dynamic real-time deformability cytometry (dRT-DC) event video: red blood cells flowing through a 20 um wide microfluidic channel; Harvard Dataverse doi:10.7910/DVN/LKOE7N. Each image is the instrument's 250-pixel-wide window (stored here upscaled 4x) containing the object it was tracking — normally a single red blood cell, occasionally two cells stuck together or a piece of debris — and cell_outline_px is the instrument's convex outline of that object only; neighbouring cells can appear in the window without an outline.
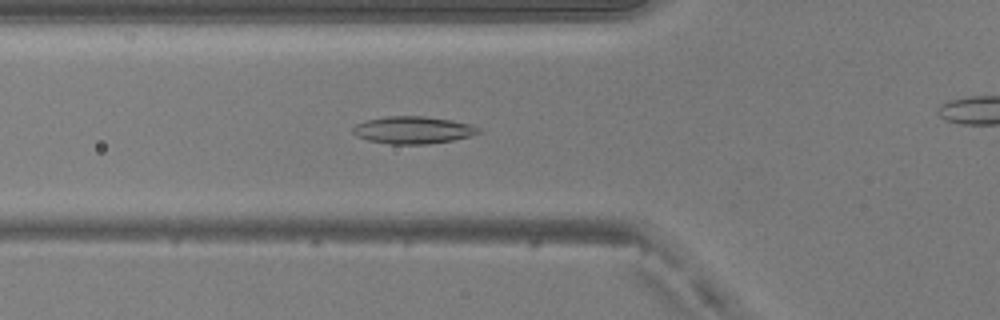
{"species": "common noctule bat (a hibernating species)", "species_latin": "Nyctalus noctula", "temperature_condition": "warm", "stored_images_in_passage": 43, "camera_frame_rate_fps": 3000, "um_per_image_px": 0.085, "animal": {"sex": "male", "body_mass_g": 20.5, "forearm_length_mm": 52.5}, "frame": {"image": 1, "passage_image": 18, "time_ms": 5.667, "image_size_px": [1000, 320], "cell_outline_px": [[480, 132], [468, 136], [452, 140], [428, 144], [388, 144], [368, 140], [356, 136], [352, 132], [352, 128], [356, 124], [364, 120], [388, 116], [424, 116], [452, 120], [468, 124], [480, 128]], "centroid_in_image_um": [35.05, 11.05], "position_along_channel_um": 90.8, "area_um2": 19.94}}
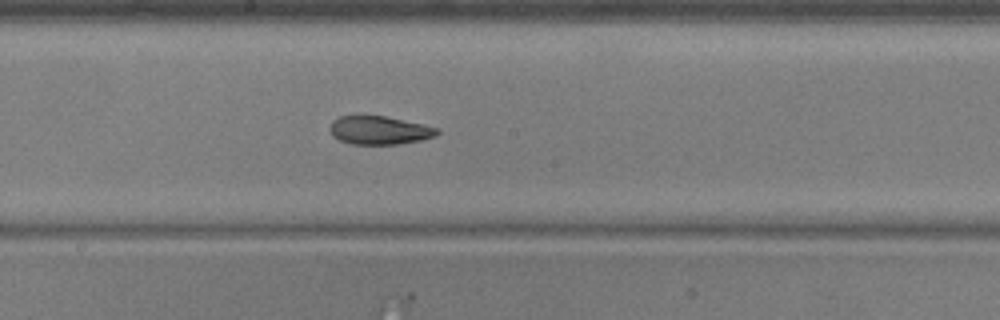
{"frame": {"image": 2, "passage_image": 27, "time_ms": 8.667, "image_size_px": [1000, 320], "cell_outline_px": [[440, 132], [436, 136], [420, 140], [396, 144], [352, 144], [340, 140], [332, 136], [328, 128], [332, 120], [340, 116], [384, 116], [424, 124], [440, 128]], "centroid_in_image_um": [32.25, 11.07], "position_along_channel_um": 216.0, "area_um2": 17.8}}
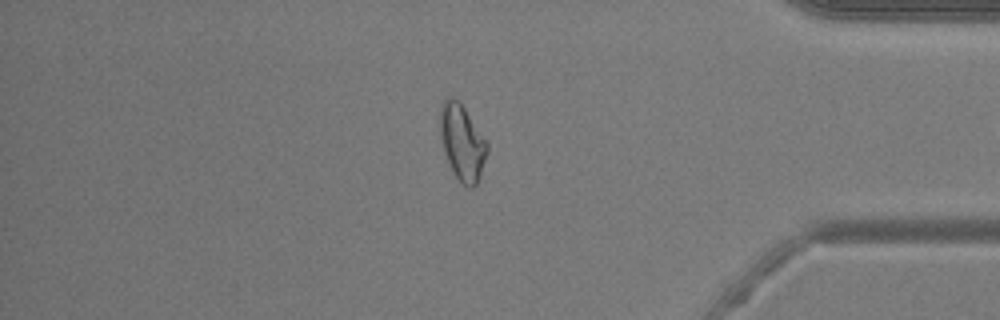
{"frame": {"image": 3, "passage_image": 42, "time_ms": 13.667, "image_size_px": [1000, 320], "cell_outline_px": [[488, 152], [480, 176], [476, 184], [472, 188], [468, 188], [452, 172], [444, 152], [440, 140], [440, 108], [444, 100], [448, 96], [452, 96], [460, 100], [488, 144]], "centroid_in_image_um": [39.27, 12.07], "position_along_channel_um": 395.9, "area_um2": 20.92}}